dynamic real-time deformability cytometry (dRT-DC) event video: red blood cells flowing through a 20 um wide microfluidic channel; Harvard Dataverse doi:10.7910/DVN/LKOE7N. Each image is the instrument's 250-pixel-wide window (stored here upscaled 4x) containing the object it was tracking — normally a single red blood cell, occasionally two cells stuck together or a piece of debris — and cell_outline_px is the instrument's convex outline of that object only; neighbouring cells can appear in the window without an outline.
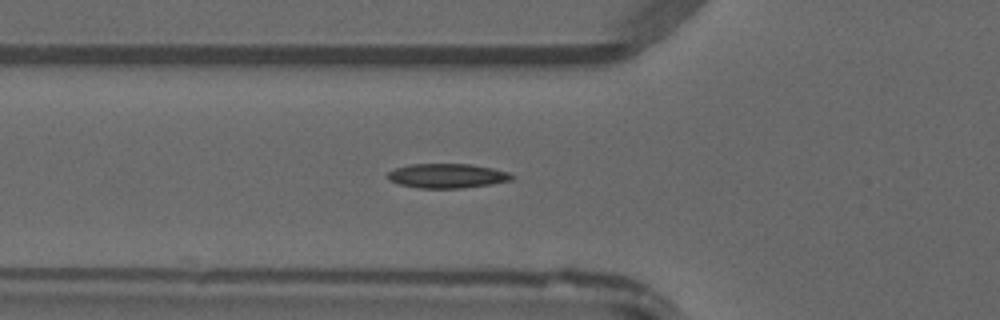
{"species": "common noctule bat (a hibernating species)", "species_latin": "Nyctalus noctula", "temperature_condition": "warm", "stored_images_in_passage": 7, "camera_frame_rate_fps": 3000, "um_per_image_px": 0.085, "animal": {"sex": "male", "forearm_length_mm": 52.5}, "frame": {"image": 1, "passage_image": 2, "time_ms": 0.333, "image_size_px": [1000, 320], "cell_outline_px": [[516, 176], [512, 180], [492, 184], [460, 188], [416, 188], [400, 184], [388, 180], [388, 172], [396, 168], [412, 164], [472, 164], [492, 168], [508, 172]], "centroid_in_image_um": [38.03, 14.95], "position_along_channel_um": 87.8, "area_um2": 17.69}}